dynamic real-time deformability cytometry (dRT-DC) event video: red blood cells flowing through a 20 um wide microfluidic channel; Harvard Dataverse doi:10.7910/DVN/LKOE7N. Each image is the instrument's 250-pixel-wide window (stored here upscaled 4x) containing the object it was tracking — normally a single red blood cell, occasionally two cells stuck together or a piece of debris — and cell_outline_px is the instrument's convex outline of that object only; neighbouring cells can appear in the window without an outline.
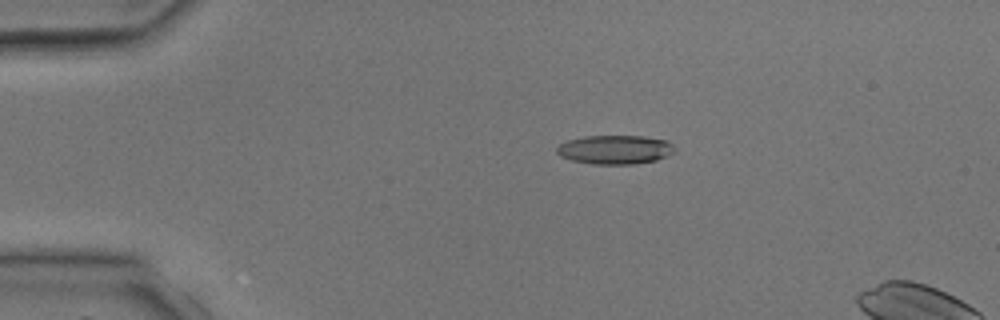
{"species": "common noctule bat (a hibernating species)", "species_latin": "Nyctalus noctula", "temperature_condition": "room temperature", "stored_images_in_passage": 5, "camera_frame_rate_fps": 3000, "um_per_image_px": 0.085, "animal": {"sex": "male", "body_mass_g": 17.9, "forearm_length_mm": 54.2}, "frame": {"image": 1, "passage_image": 3, "time_ms": 2.667, "image_size_px": [1000, 320], "cell_outline_px": [[676, 152], [668, 156], [656, 160], [636, 164], [592, 164], [572, 160], [560, 156], [556, 152], [556, 148], [560, 144], [568, 140], [584, 136], [644, 136], [668, 140], [676, 148]], "centroid_in_image_um": [52.32, 12.72], "position_along_channel_um": 32.7, "area_um2": 20.11}}